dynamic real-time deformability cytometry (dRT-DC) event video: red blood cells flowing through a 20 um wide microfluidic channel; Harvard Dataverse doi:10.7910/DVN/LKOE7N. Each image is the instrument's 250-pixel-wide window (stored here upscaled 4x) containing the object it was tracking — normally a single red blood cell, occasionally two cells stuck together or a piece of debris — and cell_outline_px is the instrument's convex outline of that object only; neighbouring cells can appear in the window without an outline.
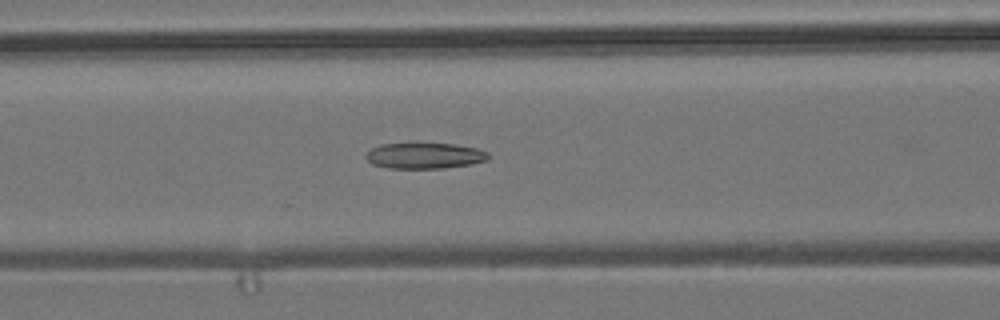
{"species": "common noctule bat (a hibernating species)", "species_latin": "Nyctalus noctula", "temperature_condition": "room temperature", "stored_images_in_passage": 36, "camera_frame_rate_fps": 3000, "um_per_image_px": 0.085, "animal": {"sex": "male", "body_mass_g": 19.2, "forearm_length_mm": 51.8}, "frame": {"image": 1, "passage_image": 4, "time_ms": 1.0, "image_size_px": [1000, 320], "cell_outline_px": [[488, 160], [472, 164], [444, 168], [388, 168], [372, 164], [364, 156], [372, 148], [380, 144], [416, 140], [456, 144], [476, 148], [488, 152]], "centroid_in_image_um": [36.07, 13.18], "position_along_channel_um": 130.5, "area_um2": 19.42}}
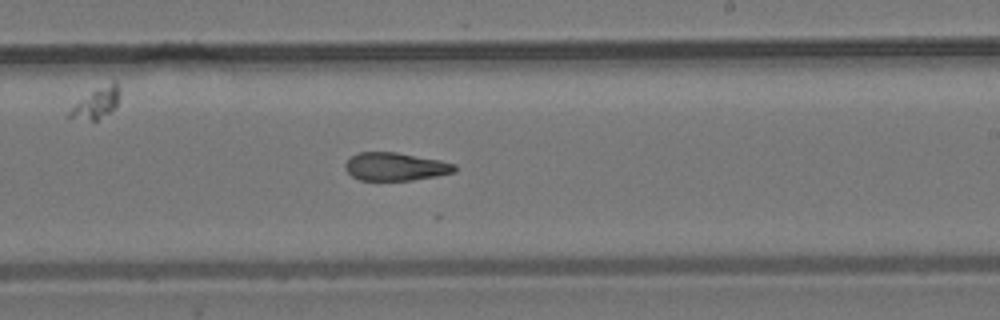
{"frame": {"image": 2, "passage_image": 14, "time_ms": 4.333, "image_size_px": [1000, 320], "cell_outline_px": [[456, 172], [436, 176], [412, 180], [360, 180], [352, 176], [344, 168], [344, 164], [352, 156], [360, 152], [396, 152], [440, 160], [456, 164]], "centroid_in_image_um": [33.62, 14.16], "position_along_channel_um": 255.4, "area_um2": 17.86}}
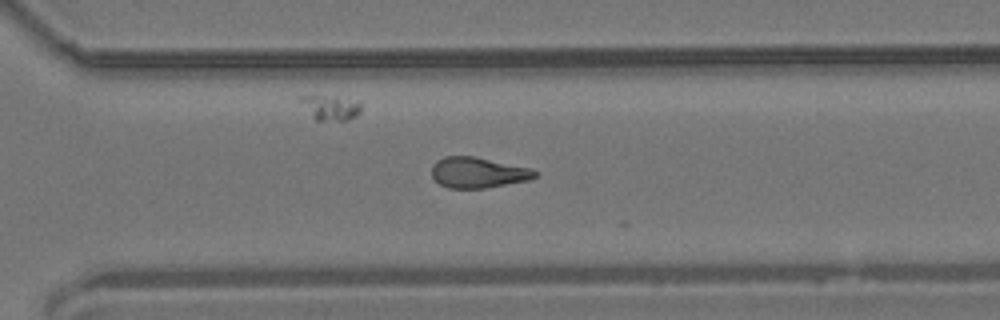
{"frame": {"image": 3, "passage_image": 20, "time_ms": 6.333, "image_size_px": [1000, 320], "cell_outline_px": [[540, 172], [536, 176], [528, 180], [484, 188], [448, 188], [440, 184], [432, 176], [432, 164], [436, 160], [444, 156], [476, 156], [532, 168]], "centroid_in_image_um": [40.64, 14.65], "position_along_channel_um": 330.0, "area_um2": 18.61}, "authors_computed_cell_mechanics": {"area_um2": 18.6405, "velocity_mm_per_s": 3.7436, "shape_relaxation_time_tau1_ms": null, "shape_relaxation_time_tau2_ms": 6.426, "deformation_change_tau1": null, "deformation_change_tau2": 0.0938}}